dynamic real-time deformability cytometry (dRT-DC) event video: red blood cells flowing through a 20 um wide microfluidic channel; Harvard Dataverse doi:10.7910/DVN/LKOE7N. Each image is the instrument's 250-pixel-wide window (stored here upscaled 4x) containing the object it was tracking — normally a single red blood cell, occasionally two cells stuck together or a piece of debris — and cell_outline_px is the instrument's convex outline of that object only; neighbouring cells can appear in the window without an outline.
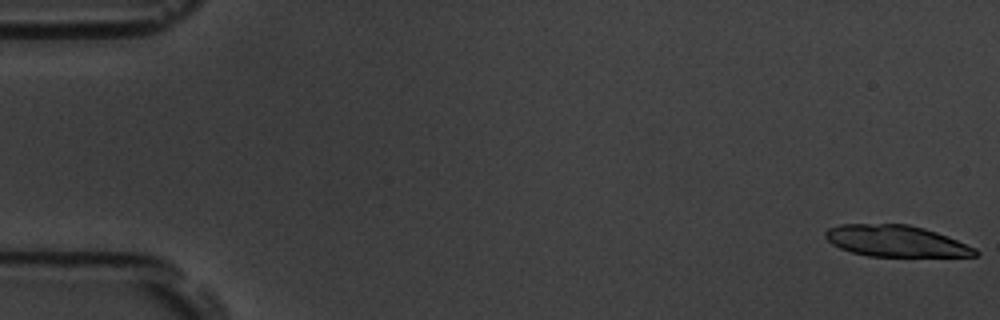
{"species": "common noctule bat (a hibernating species)", "species_latin": "Nyctalus noctula", "temperature_condition": "room temperature", "stored_images_in_passage": 33, "camera_frame_rate_fps": 3000, "um_per_image_px": 0.085, "animal": {"sex": "male", "body_mass_g": 19.5, "forearm_length_mm": 54.6}, "frame": {"image": 1, "passage_image": 1, "time_ms": 0.0, "image_size_px": [1000, 320], "cell_outline_px": [[980, 252], [976, 256], [868, 256], [852, 252], [840, 248], [832, 244], [824, 236], [824, 232], [828, 228], [840, 224], [908, 224], [924, 228], [948, 236], [976, 248]], "centroid_in_image_um": [76.15, 20.48], "position_along_channel_um": 8.8, "area_um2": 27.4}}
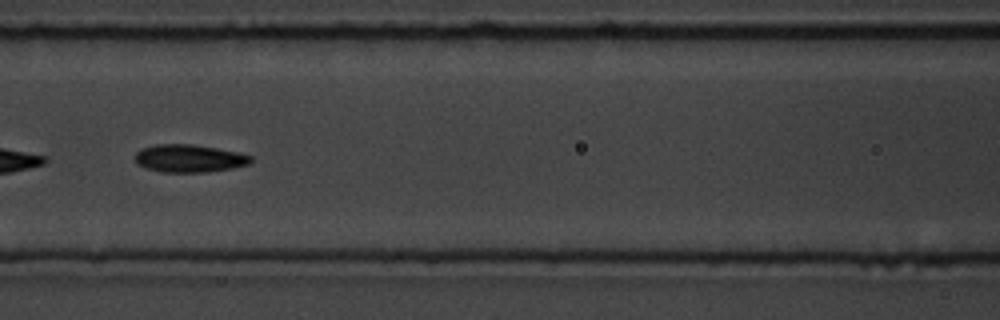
{"frame": {"image": 2, "passage_image": 26, "time_ms": 8.333, "image_size_px": [1000, 320], "cell_outline_px": [[252, 160], [248, 164], [232, 168], [208, 172], [160, 172], [136, 164], [136, 152], [144, 148], [156, 144], [192, 144], [216, 148], [236, 152], [252, 156]], "centroid_in_image_um": [16.08, 13.47], "position_along_channel_um": 150.5, "area_um2": 18.55}}